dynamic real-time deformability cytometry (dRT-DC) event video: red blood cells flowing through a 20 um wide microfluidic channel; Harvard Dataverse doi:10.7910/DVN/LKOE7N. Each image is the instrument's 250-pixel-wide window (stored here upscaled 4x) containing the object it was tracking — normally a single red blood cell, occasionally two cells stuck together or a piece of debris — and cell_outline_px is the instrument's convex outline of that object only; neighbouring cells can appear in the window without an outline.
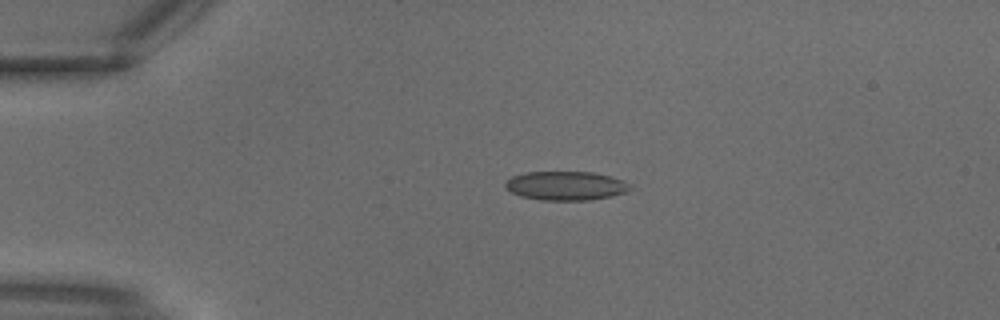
{"species": "common noctule bat (a hibernating species)", "species_latin": "Nyctalus noctula", "temperature_condition": "warm", "stored_images_in_passage": 3, "camera_frame_rate_fps": 3000, "um_per_image_px": 0.085, "animal": {"sex": "male", "body_mass_g": 18.8}, "frame": {"image": 1, "passage_image": 2, "time_ms": 0.333, "image_size_px": [1000, 320], "cell_outline_px": [[632, 188], [624, 192], [612, 196], [588, 200], [540, 200], [520, 196], [504, 188], [504, 184], [512, 176], [524, 172], [592, 172], [612, 176], [624, 180]], "centroid_in_image_um": [48.08, 15.78], "position_along_channel_um": 36.9, "area_um2": 21.1}}